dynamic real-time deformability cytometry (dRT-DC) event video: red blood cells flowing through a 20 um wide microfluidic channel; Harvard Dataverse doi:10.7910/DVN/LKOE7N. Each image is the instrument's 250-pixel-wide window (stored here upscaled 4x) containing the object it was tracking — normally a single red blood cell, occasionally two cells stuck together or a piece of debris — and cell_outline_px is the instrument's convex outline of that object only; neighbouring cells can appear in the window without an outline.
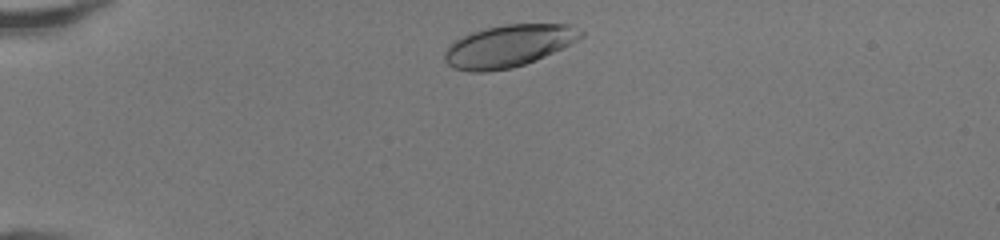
{"species": "human", "species_latin": "Homo sapiens", "temperature_condition": "room temperature", "stored_images_in_passage": 33, "camera_frame_rate_fps": 3000, "um_per_image_px": 0.085, "donor": {"sex": "female"}, "frame": {"image": 1, "passage_image": 2, "time_ms": 0.333, "image_size_px": [1000, 240], "cell_outline_px": [[584, 36], [536, 60], [512, 68], [488, 72], [468, 72], [452, 68], [444, 60], [444, 52], [456, 40], [472, 32], [488, 28], [508, 24], [568, 24], [584, 32]], "centroid_in_image_um": [43.2, 3.92], "position_along_channel_um": 41.8, "area_um2": 33.06}}
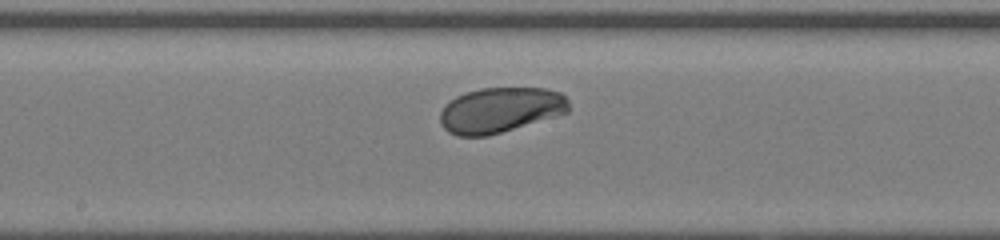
{"frame": {"image": 2, "passage_image": 17, "time_ms": 5.333, "image_size_px": [1000, 240], "cell_outline_px": [[568, 112], [488, 136], [456, 136], [448, 132], [440, 124], [440, 112], [444, 104], [456, 96], [464, 92], [480, 88], [548, 88], [560, 92], [568, 100]], "centroid_in_image_um": [42.48, 9.34], "position_along_channel_um": 205.7, "area_um2": 34.04}}
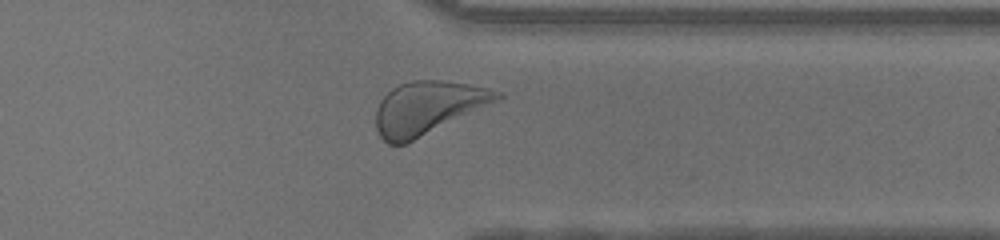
{"frame": {"image": 3, "passage_image": 29, "time_ms": 9.333, "image_size_px": [1000, 240], "cell_outline_px": [[504, 96], [500, 100], [408, 144], [388, 144], [380, 136], [376, 128], [376, 108], [380, 100], [392, 88], [400, 84], [412, 80], [440, 80], [468, 84], [488, 88], [504, 92]], "centroid_in_image_um": [36.38, 9.17], "position_along_channel_um": 375.0, "area_um2": 37.8}, "authors_computed_cell_mechanics": {"area_um2": 34.102, "velocity_mm_per_s": 4.2402, "shape_relaxation_time_tau1_ms": 1.1856, "shape_relaxation_time_tau2_ms": null, "deformation_change_tau1": 0.1017, "deformation_change_tau2": null}}